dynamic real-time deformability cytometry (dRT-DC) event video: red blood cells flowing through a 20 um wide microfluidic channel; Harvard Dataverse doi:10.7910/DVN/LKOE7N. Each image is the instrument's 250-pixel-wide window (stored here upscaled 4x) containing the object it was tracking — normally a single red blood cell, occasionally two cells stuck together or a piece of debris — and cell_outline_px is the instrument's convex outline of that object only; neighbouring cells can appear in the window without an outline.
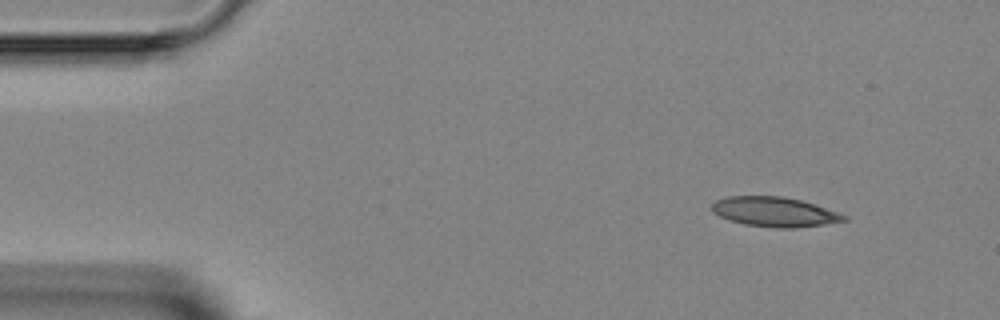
{"species": "Egyptian fruit bat (a non-hibernating species)", "species_latin": "Rousettus aegyptiacus", "temperature_condition": "room temperature", "stored_images_in_passage": 4, "segment_of_instrument_passage": [2, 2], "camera_frame_rate_fps": 3000, "um_per_image_px": 0.085, "animal": {"sex": "female"}, "frame": {"image": 1, "passage_image": 4, "time_ms": 4.667, "image_size_px": [1000, 320], "cell_outline_px": [[848, 220], [824, 224], [796, 228], [776, 228], [744, 224], [728, 220], [712, 212], [712, 204], [716, 200], [728, 196], [784, 196], [800, 200], [848, 216]], "centroid_in_image_um": [65.8, 18.01], "position_along_channel_um": 19.2, "area_um2": 22.72}}